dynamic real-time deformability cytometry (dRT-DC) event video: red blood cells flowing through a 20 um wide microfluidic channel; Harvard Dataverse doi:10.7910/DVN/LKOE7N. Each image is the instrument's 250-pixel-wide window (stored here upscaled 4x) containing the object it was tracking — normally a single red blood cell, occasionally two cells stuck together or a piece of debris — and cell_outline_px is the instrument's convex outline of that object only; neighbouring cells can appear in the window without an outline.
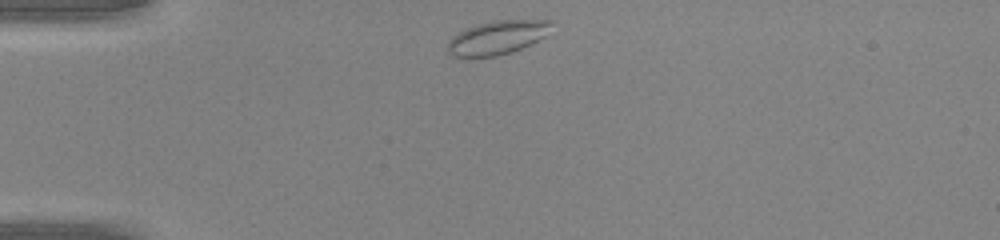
{"species": "common noctule bat (a hibernating species)", "species_latin": "Nyctalus noctula", "temperature_condition": "warm", "stored_images_in_passage": 29, "camera_frame_rate_fps": 3000, "um_per_image_px": 0.085, "animal": {"sex": "male", "body_mass_g": 20.0, "forearm_length_mm": 53.3}, "frame": {"image": 1, "passage_image": 1, "time_ms": 0.0, "image_size_px": [1000, 240], "cell_outline_px": [[552, 20], [544, 36], [512, 52], [496, 56], [452, 56], [448, 52], [448, 40], [456, 32], [476, 24], [492, 20]], "centroid_in_image_um": [42.19, 3.18], "position_along_channel_um": 42.8, "area_um2": 20.06}}
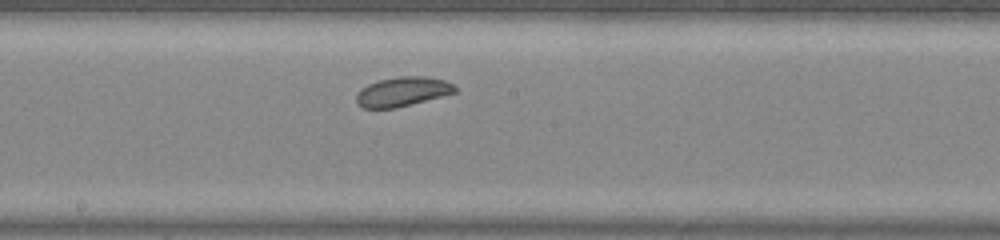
{"frame": {"image": 2, "passage_image": 15, "time_ms": 4.667, "image_size_px": [1000, 240], "cell_outline_px": [[456, 92], [396, 108], [364, 108], [356, 104], [356, 96], [360, 88], [368, 84], [380, 80], [400, 76], [424, 76], [444, 80], [452, 84], [456, 88]], "centroid_in_image_um": [34.17, 7.79], "position_along_channel_um": 214.0, "area_um2": 16.76}}
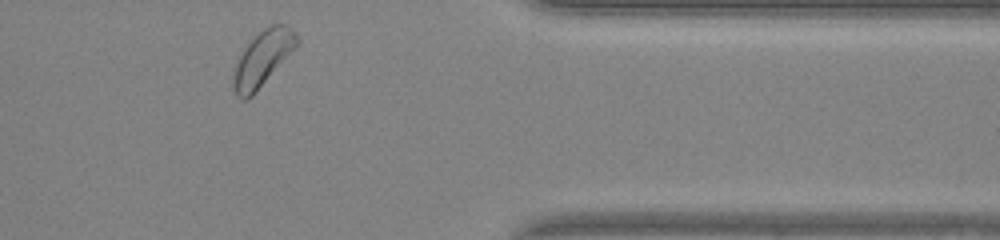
{"frame": {"image": 3, "passage_image": 28, "time_ms": 9.0, "image_size_px": [1000, 240], "cell_outline_px": [[300, 40], [256, 92], [248, 100], [240, 100], [236, 96], [232, 88], [232, 76], [236, 64], [244, 48], [264, 28], [272, 24], [284, 24], [292, 28], [296, 32]], "centroid_in_image_um": [22.29, 5.0], "position_along_channel_um": 389.1, "area_um2": 20.06}}